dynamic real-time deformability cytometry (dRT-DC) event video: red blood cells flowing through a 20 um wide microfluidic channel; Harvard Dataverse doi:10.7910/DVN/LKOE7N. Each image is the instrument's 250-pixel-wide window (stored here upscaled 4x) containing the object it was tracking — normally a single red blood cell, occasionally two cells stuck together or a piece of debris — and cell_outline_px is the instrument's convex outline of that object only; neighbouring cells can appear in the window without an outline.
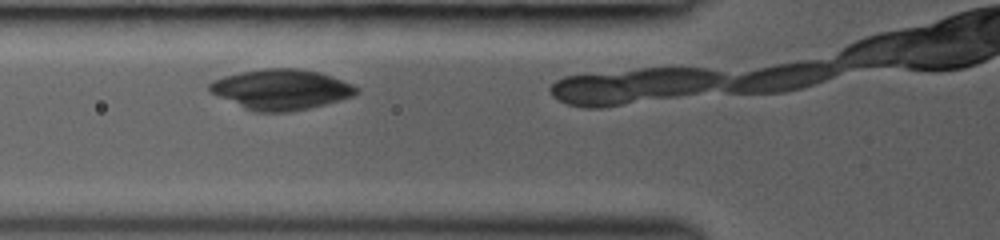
{"species": "common noctule bat (a hibernating species)", "species_latin": "Nyctalus noctula", "temperature_condition": "room temperature", "stored_images_in_passage": 4, "camera_frame_rate_fps": 3000, "um_per_image_px": 0.085, "animal": {"sex": "female", "body_mass_g": 19.0, "forearm_length_mm": 53.3}, "frame": {"image": 1, "passage_image": 2, "time_ms": 0.667, "image_size_px": [1000, 240], "cell_outline_px": [[360, 92], [352, 96], [340, 100], [292, 112], [252, 112], [208, 92], [208, 84], [212, 80], [224, 76], [240, 72], [264, 68], [296, 68], [320, 72], [332, 76], [352, 84], [360, 88]], "centroid_in_image_um": [23.87, 7.6], "position_along_channel_um": 101.9, "area_um2": 34.85}}